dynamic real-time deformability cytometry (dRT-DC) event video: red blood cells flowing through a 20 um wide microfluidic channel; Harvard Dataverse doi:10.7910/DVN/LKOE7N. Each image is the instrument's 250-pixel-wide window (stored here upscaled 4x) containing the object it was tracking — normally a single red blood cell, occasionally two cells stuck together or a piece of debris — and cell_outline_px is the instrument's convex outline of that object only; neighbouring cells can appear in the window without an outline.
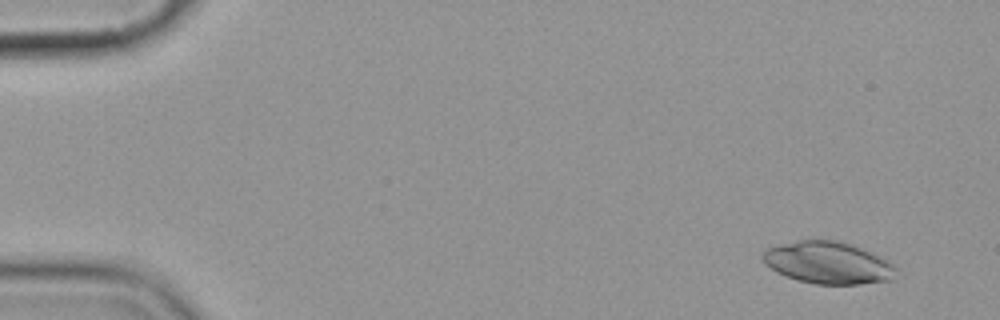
{"species": "common noctule bat (a hibernating species)", "species_latin": "Nyctalus noctula", "temperature_condition": "cold", "stored_images_in_passage": 4, "camera_frame_rate_fps": 3000, "um_per_image_px": 0.085, "animal": {"sex": "female", "body_mass_g": 19.9}, "frame": {"image": 1, "passage_image": 1, "time_ms": 0.0, "image_size_px": [1000, 320], "cell_outline_px": [[896, 268], [888, 280], [860, 284], [816, 284], [800, 280], [776, 272], [764, 264], [760, 256], [760, 252], [768, 248], [780, 244], [800, 240], [836, 240], [860, 248], [892, 264]], "centroid_in_image_um": [70.26, 22.33], "position_along_channel_um": 14.7, "area_um2": 32.02}}